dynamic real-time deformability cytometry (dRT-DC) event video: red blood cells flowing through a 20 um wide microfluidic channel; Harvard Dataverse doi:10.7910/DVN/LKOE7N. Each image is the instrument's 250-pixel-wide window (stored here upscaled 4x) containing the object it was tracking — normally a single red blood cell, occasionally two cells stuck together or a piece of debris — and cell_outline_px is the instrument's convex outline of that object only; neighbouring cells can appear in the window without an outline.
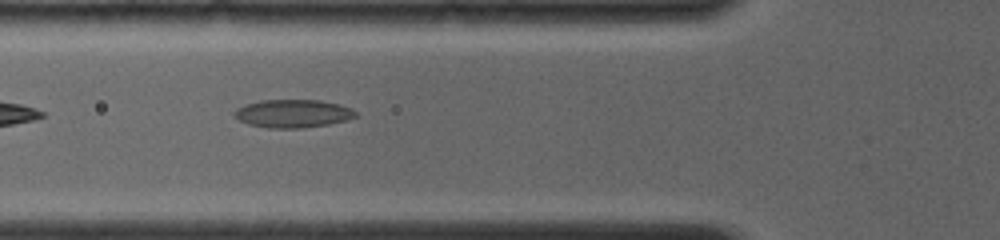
{"species": "common noctule bat (a hibernating species)", "species_latin": "Nyctalus noctula", "temperature_condition": "room temperature", "stored_images_in_passage": 22, "camera_frame_rate_fps": 4000, "um_per_image_px": 0.085, "animal": {"sex": "female", "body_mass_g": 19.0, "forearm_length_mm": 56.7}, "frame": {"image": 1, "passage_image": 4, "time_ms": 1.0, "image_size_px": [1000, 240], "cell_outline_px": [[356, 116], [348, 120], [328, 124], [300, 128], [268, 128], [248, 124], [232, 116], [232, 112], [236, 108], [244, 104], [260, 100], [320, 100], [340, 104], [352, 108], [356, 112]], "centroid_in_image_um": [24.86, 9.64], "position_along_channel_um": 100.9, "area_um2": 20.06}}
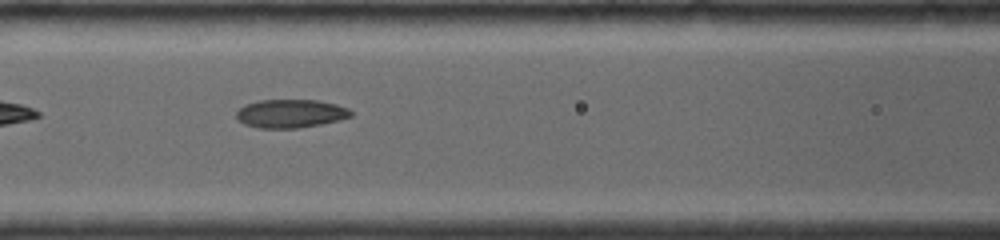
{"frame": {"image": 2, "passage_image": 7, "time_ms": 2.0, "image_size_px": [1000, 240], "cell_outline_px": [[352, 116], [340, 120], [320, 124], [296, 128], [256, 128], [244, 124], [236, 120], [236, 112], [244, 104], [260, 100], [316, 100], [336, 104], [348, 108], [352, 112]], "centroid_in_image_um": [24.66, 9.65], "position_along_channel_um": 141.9, "area_um2": 19.07}}